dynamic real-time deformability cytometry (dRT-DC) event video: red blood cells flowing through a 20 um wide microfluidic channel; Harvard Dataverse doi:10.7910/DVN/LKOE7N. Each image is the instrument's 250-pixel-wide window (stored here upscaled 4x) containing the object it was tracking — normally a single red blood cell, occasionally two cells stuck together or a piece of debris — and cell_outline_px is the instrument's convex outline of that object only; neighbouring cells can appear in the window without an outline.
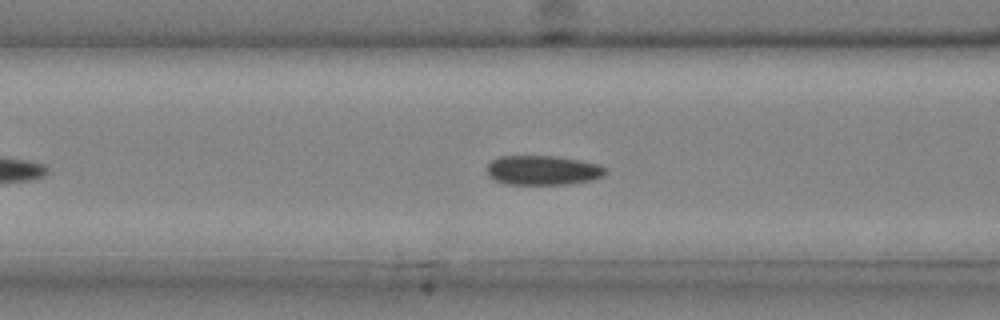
{"species": "common noctule bat (a hibernating species)", "species_latin": "Nyctalus noctula", "temperature_condition": "cold", "stored_images_in_passage": 36, "camera_frame_rate_fps": 3000, "um_per_image_px": 0.085, "animal": {"sex": "male", "body_mass_g": 20.4}, "frame": {"image": 1, "passage_image": 11, "time_ms": 3.333, "image_size_px": [1000, 320], "cell_outline_px": [[608, 168], [604, 176], [592, 180], [568, 184], [504, 184], [488, 176], [488, 164], [492, 160], [500, 156], [556, 156], [580, 160], [600, 164]], "centroid_in_image_um": [46.18, 14.47], "position_along_channel_um": 120.4, "area_um2": 20.52}}
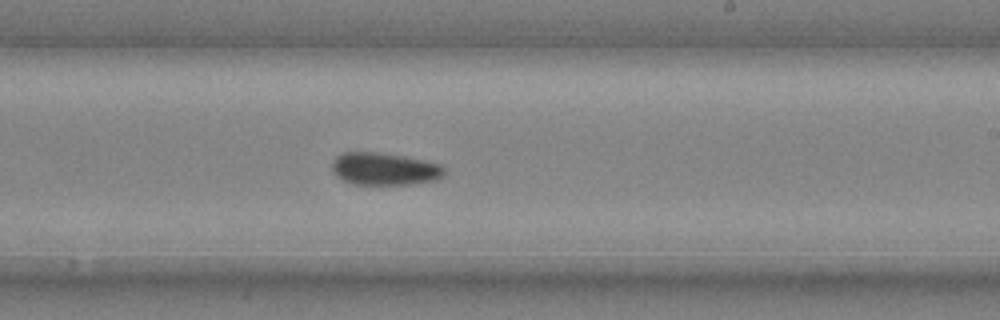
{"frame": {"image": 2, "passage_image": 20, "time_ms": 6.333, "image_size_px": [1000, 320], "cell_outline_px": [[444, 172], [436, 180], [408, 184], [352, 184], [336, 176], [332, 168], [332, 164], [336, 156], [344, 152], [376, 152], [400, 156], [420, 160], [436, 164], [444, 168]], "centroid_in_image_um": [32.6, 14.36], "position_along_channel_um": 256.4, "area_um2": 20.69}}
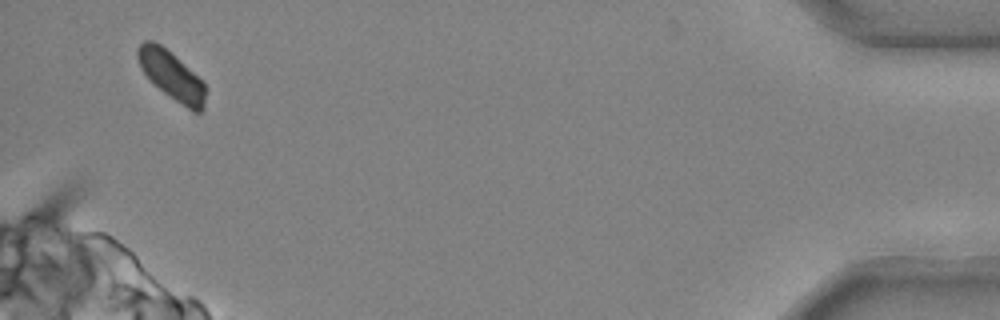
{"frame": {"image": 3, "passage_image": 35, "time_ms": 11.333, "image_size_px": [1000, 320], "cell_outline_px": [[208, 88], [204, 108], [200, 112], [192, 112], [164, 92], [140, 68], [136, 56], [136, 52], [140, 44], [144, 40], [152, 40], [160, 44], [192, 72]], "centroid_in_image_um": [14.6, 6.44], "position_along_channel_um": 420.6, "area_um2": 18.79}}